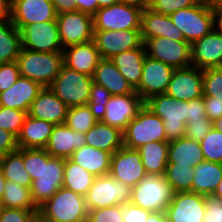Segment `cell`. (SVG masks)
<instances>
[{"label": "cell", "mask_w": 222, "mask_h": 222, "mask_svg": "<svg viewBox=\"0 0 222 222\" xmlns=\"http://www.w3.org/2000/svg\"><path fill=\"white\" fill-rule=\"evenodd\" d=\"M37 215L47 222H87L85 196L61 187L38 207Z\"/></svg>", "instance_id": "obj_1"}, {"label": "cell", "mask_w": 222, "mask_h": 222, "mask_svg": "<svg viewBox=\"0 0 222 222\" xmlns=\"http://www.w3.org/2000/svg\"><path fill=\"white\" fill-rule=\"evenodd\" d=\"M20 76L50 87L64 65L63 52H35L21 48L16 59Z\"/></svg>", "instance_id": "obj_2"}, {"label": "cell", "mask_w": 222, "mask_h": 222, "mask_svg": "<svg viewBox=\"0 0 222 222\" xmlns=\"http://www.w3.org/2000/svg\"><path fill=\"white\" fill-rule=\"evenodd\" d=\"M145 105L163 120L167 142L185 136L188 101L177 100L163 93L150 97Z\"/></svg>", "instance_id": "obj_3"}, {"label": "cell", "mask_w": 222, "mask_h": 222, "mask_svg": "<svg viewBox=\"0 0 222 222\" xmlns=\"http://www.w3.org/2000/svg\"><path fill=\"white\" fill-rule=\"evenodd\" d=\"M175 191L165 176L146 174L131 189L130 202L151 212H166Z\"/></svg>", "instance_id": "obj_4"}, {"label": "cell", "mask_w": 222, "mask_h": 222, "mask_svg": "<svg viewBox=\"0 0 222 222\" xmlns=\"http://www.w3.org/2000/svg\"><path fill=\"white\" fill-rule=\"evenodd\" d=\"M93 77L63 65L50 85L51 90L68 108L88 104Z\"/></svg>", "instance_id": "obj_5"}, {"label": "cell", "mask_w": 222, "mask_h": 222, "mask_svg": "<svg viewBox=\"0 0 222 222\" xmlns=\"http://www.w3.org/2000/svg\"><path fill=\"white\" fill-rule=\"evenodd\" d=\"M153 141H167V136L163 120L144 105L123 132V145L128 149L137 150Z\"/></svg>", "instance_id": "obj_6"}, {"label": "cell", "mask_w": 222, "mask_h": 222, "mask_svg": "<svg viewBox=\"0 0 222 222\" xmlns=\"http://www.w3.org/2000/svg\"><path fill=\"white\" fill-rule=\"evenodd\" d=\"M173 24L180 29L185 41L190 44L203 38L214 27V14L211 6L196 4L169 15Z\"/></svg>", "instance_id": "obj_7"}, {"label": "cell", "mask_w": 222, "mask_h": 222, "mask_svg": "<svg viewBox=\"0 0 222 222\" xmlns=\"http://www.w3.org/2000/svg\"><path fill=\"white\" fill-rule=\"evenodd\" d=\"M64 167V158L52 157L42 149V171L30 187L33 202L37 207L49 200L62 187Z\"/></svg>", "instance_id": "obj_8"}, {"label": "cell", "mask_w": 222, "mask_h": 222, "mask_svg": "<svg viewBox=\"0 0 222 222\" xmlns=\"http://www.w3.org/2000/svg\"><path fill=\"white\" fill-rule=\"evenodd\" d=\"M131 189L126 184L114 179L110 174L97 176L89 189L86 199L88 210L126 204L131 199Z\"/></svg>", "instance_id": "obj_9"}, {"label": "cell", "mask_w": 222, "mask_h": 222, "mask_svg": "<svg viewBox=\"0 0 222 222\" xmlns=\"http://www.w3.org/2000/svg\"><path fill=\"white\" fill-rule=\"evenodd\" d=\"M142 9L125 3L99 8L93 15V30L140 29Z\"/></svg>", "instance_id": "obj_10"}, {"label": "cell", "mask_w": 222, "mask_h": 222, "mask_svg": "<svg viewBox=\"0 0 222 222\" xmlns=\"http://www.w3.org/2000/svg\"><path fill=\"white\" fill-rule=\"evenodd\" d=\"M146 55L162 61L174 69L192 65L191 44L187 41H176L165 37L147 39L144 43Z\"/></svg>", "instance_id": "obj_11"}, {"label": "cell", "mask_w": 222, "mask_h": 222, "mask_svg": "<svg viewBox=\"0 0 222 222\" xmlns=\"http://www.w3.org/2000/svg\"><path fill=\"white\" fill-rule=\"evenodd\" d=\"M56 21L63 49L93 41V16L81 11L64 12Z\"/></svg>", "instance_id": "obj_12"}, {"label": "cell", "mask_w": 222, "mask_h": 222, "mask_svg": "<svg viewBox=\"0 0 222 222\" xmlns=\"http://www.w3.org/2000/svg\"><path fill=\"white\" fill-rule=\"evenodd\" d=\"M21 42L22 48L35 52H63L56 20L26 25Z\"/></svg>", "instance_id": "obj_13"}, {"label": "cell", "mask_w": 222, "mask_h": 222, "mask_svg": "<svg viewBox=\"0 0 222 222\" xmlns=\"http://www.w3.org/2000/svg\"><path fill=\"white\" fill-rule=\"evenodd\" d=\"M93 41L103 59L143 45L140 29L120 31L94 30Z\"/></svg>", "instance_id": "obj_14"}, {"label": "cell", "mask_w": 222, "mask_h": 222, "mask_svg": "<svg viewBox=\"0 0 222 222\" xmlns=\"http://www.w3.org/2000/svg\"><path fill=\"white\" fill-rule=\"evenodd\" d=\"M144 105L145 101L136 91L111 96L105 106L106 111L101 121L124 132L129 122L138 115Z\"/></svg>", "instance_id": "obj_15"}, {"label": "cell", "mask_w": 222, "mask_h": 222, "mask_svg": "<svg viewBox=\"0 0 222 222\" xmlns=\"http://www.w3.org/2000/svg\"><path fill=\"white\" fill-rule=\"evenodd\" d=\"M174 68L146 55L139 86L135 91L146 101L152 96L166 93Z\"/></svg>", "instance_id": "obj_16"}, {"label": "cell", "mask_w": 222, "mask_h": 222, "mask_svg": "<svg viewBox=\"0 0 222 222\" xmlns=\"http://www.w3.org/2000/svg\"><path fill=\"white\" fill-rule=\"evenodd\" d=\"M109 174L133 188L146 176L140 153L124 146L115 151L111 156Z\"/></svg>", "instance_id": "obj_17"}, {"label": "cell", "mask_w": 222, "mask_h": 222, "mask_svg": "<svg viewBox=\"0 0 222 222\" xmlns=\"http://www.w3.org/2000/svg\"><path fill=\"white\" fill-rule=\"evenodd\" d=\"M56 19L51 0H11V20L20 31L26 25Z\"/></svg>", "instance_id": "obj_18"}, {"label": "cell", "mask_w": 222, "mask_h": 222, "mask_svg": "<svg viewBox=\"0 0 222 222\" xmlns=\"http://www.w3.org/2000/svg\"><path fill=\"white\" fill-rule=\"evenodd\" d=\"M206 196L184 191L175 192L167 206L168 222H202L206 209Z\"/></svg>", "instance_id": "obj_19"}, {"label": "cell", "mask_w": 222, "mask_h": 222, "mask_svg": "<svg viewBox=\"0 0 222 222\" xmlns=\"http://www.w3.org/2000/svg\"><path fill=\"white\" fill-rule=\"evenodd\" d=\"M203 70L195 66L175 69L166 94L177 100L190 101L203 97Z\"/></svg>", "instance_id": "obj_20"}, {"label": "cell", "mask_w": 222, "mask_h": 222, "mask_svg": "<svg viewBox=\"0 0 222 222\" xmlns=\"http://www.w3.org/2000/svg\"><path fill=\"white\" fill-rule=\"evenodd\" d=\"M192 66L199 69L222 67V33L215 28L191 43Z\"/></svg>", "instance_id": "obj_21"}, {"label": "cell", "mask_w": 222, "mask_h": 222, "mask_svg": "<svg viewBox=\"0 0 222 222\" xmlns=\"http://www.w3.org/2000/svg\"><path fill=\"white\" fill-rule=\"evenodd\" d=\"M67 110L68 106L55 95L50 87H43L31 103L27 114L58 125L65 123Z\"/></svg>", "instance_id": "obj_22"}, {"label": "cell", "mask_w": 222, "mask_h": 222, "mask_svg": "<svg viewBox=\"0 0 222 222\" xmlns=\"http://www.w3.org/2000/svg\"><path fill=\"white\" fill-rule=\"evenodd\" d=\"M140 32L143 43L154 37L185 41L182 32L173 24L169 15L153 12L150 8L142 10Z\"/></svg>", "instance_id": "obj_23"}, {"label": "cell", "mask_w": 222, "mask_h": 222, "mask_svg": "<svg viewBox=\"0 0 222 222\" xmlns=\"http://www.w3.org/2000/svg\"><path fill=\"white\" fill-rule=\"evenodd\" d=\"M84 145L85 133L76 132L64 123L54 126L45 150L52 157L69 159L76 149Z\"/></svg>", "instance_id": "obj_24"}, {"label": "cell", "mask_w": 222, "mask_h": 222, "mask_svg": "<svg viewBox=\"0 0 222 222\" xmlns=\"http://www.w3.org/2000/svg\"><path fill=\"white\" fill-rule=\"evenodd\" d=\"M42 89L43 87L37 82L19 76L10 88L0 92V106L28 113L31 103Z\"/></svg>", "instance_id": "obj_25"}, {"label": "cell", "mask_w": 222, "mask_h": 222, "mask_svg": "<svg viewBox=\"0 0 222 222\" xmlns=\"http://www.w3.org/2000/svg\"><path fill=\"white\" fill-rule=\"evenodd\" d=\"M64 65L80 73L93 76L102 59L94 41L63 49Z\"/></svg>", "instance_id": "obj_26"}, {"label": "cell", "mask_w": 222, "mask_h": 222, "mask_svg": "<svg viewBox=\"0 0 222 222\" xmlns=\"http://www.w3.org/2000/svg\"><path fill=\"white\" fill-rule=\"evenodd\" d=\"M93 82L106 88L112 96L135 92L110 59H101L95 68Z\"/></svg>", "instance_id": "obj_27"}, {"label": "cell", "mask_w": 222, "mask_h": 222, "mask_svg": "<svg viewBox=\"0 0 222 222\" xmlns=\"http://www.w3.org/2000/svg\"><path fill=\"white\" fill-rule=\"evenodd\" d=\"M54 126L50 122L27 115L17 136L18 148L45 149Z\"/></svg>", "instance_id": "obj_28"}, {"label": "cell", "mask_w": 222, "mask_h": 222, "mask_svg": "<svg viewBox=\"0 0 222 222\" xmlns=\"http://www.w3.org/2000/svg\"><path fill=\"white\" fill-rule=\"evenodd\" d=\"M111 156L107 151L84 145L76 149L69 159L97 177L109 174Z\"/></svg>", "instance_id": "obj_29"}, {"label": "cell", "mask_w": 222, "mask_h": 222, "mask_svg": "<svg viewBox=\"0 0 222 222\" xmlns=\"http://www.w3.org/2000/svg\"><path fill=\"white\" fill-rule=\"evenodd\" d=\"M204 161L200 142L186 136L168 142V163L194 168Z\"/></svg>", "instance_id": "obj_30"}, {"label": "cell", "mask_w": 222, "mask_h": 222, "mask_svg": "<svg viewBox=\"0 0 222 222\" xmlns=\"http://www.w3.org/2000/svg\"><path fill=\"white\" fill-rule=\"evenodd\" d=\"M145 57L146 49L143 44L141 47L116 54L110 60L130 85L136 89L141 80Z\"/></svg>", "instance_id": "obj_31"}, {"label": "cell", "mask_w": 222, "mask_h": 222, "mask_svg": "<svg viewBox=\"0 0 222 222\" xmlns=\"http://www.w3.org/2000/svg\"><path fill=\"white\" fill-rule=\"evenodd\" d=\"M86 145L107 151L113 154L122 148L123 132L110 125L97 121L95 125L85 133Z\"/></svg>", "instance_id": "obj_32"}, {"label": "cell", "mask_w": 222, "mask_h": 222, "mask_svg": "<svg viewBox=\"0 0 222 222\" xmlns=\"http://www.w3.org/2000/svg\"><path fill=\"white\" fill-rule=\"evenodd\" d=\"M194 178L189 192L211 196L222 179V163L203 161L194 168Z\"/></svg>", "instance_id": "obj_33"}, {"label": "cell", "mask_w": 222, "mask_h": 222, "mask_svg": "<svg viewBox=\"0 0 222 222\" xmlns=\"http://www.w3.org/2000/svg\"><path fill=\"white\" fill-rule=\"evenodd\" d=\"M141 161L146 174L163 176L165 175L168 163V142L153 141L139 147Z\"/></svg>", "instance_id": "obj_34"}, {"label": "cell", "mask_w": 222, "mask_h": 222, "mask_svg": "<svg viewBox=\"0 0 222 222\" xmlns=\"http://www.w3.org/2000/svg\"><path fill=\"white\" fill-rule=\"evenodd\" d=\"M22 48L21 31L7 20L0 23V64L16 61Z\"/></svg>", "instance_id": "obj_35"}, {"label": "cell", "mask_w": 222, "mask_h": 222, "mask_svg": "<svg viewBox=\"0 0 222 222\" xmlns=\"http://www.w3.org/2000/svg\"><path fill=\"white\" fill-rule=\"evenodd\" d=\"M92 173L70 159H65L64 181L62 187L72 190L75 193L86 196L92 187L94 179Z\"/></svg>", "instance_id": "obj_36"}, {"label": "cell", "mask_w": 222, "mask_h": 222, "mask_svg": "<svg viewBox=\"0 0 222 222\" xmlns=\"http://www.w3.org/2000/svg\"><path fill=\"white\" fill-rule=\"evenodd\" d=\"M1 207L38 210L34 204L30 188L17 182L6 181Z\"/></svg>", "instance_id": "obj_37"}, {"label": "cell", "mask_w": 222, "mask_h": 222, "mask_svg": "<svg viewBox=\"0 0 222 222\" xmlns=\"http://www.w3.org/2000/svg\"><path fill=\"white\" fill-rule=\"evenodd\" d=\"M1 169L7 181L17 182L28 188L31 187L32 180L24 167L23 156L18 151L4 155Z\"/></svg>", "instance_id": "obj_38"}, {"label": "cell", "mask_w": 222, "mask_h": 222, "mask_svg": "<svg viewBox=\"0 0 222 222\" xmlns=\"http://www.w3.org/2000/svg\"><path fill=\"white\" fill-rule=\"evenodd\" d=\"M194 169L190 166H176V163H167L165 178L175 192L190 191L194 178Z\"/></svg>", "instance_id": "obj_39"}, {"label": "cell", "mask_w": 222, "mask_h": 222, "mask_svg": "<svg viewBox=\"0 0 222 222\" xmlns=\"http://www.w3.org/2000/svg\"><path fill=\"white\" fill-rule=\"evenodd\" d=\"M96 122L88 104L67 110L65 124L76 132L87 133Z\"/></svg>", "instance_id": "obj_40"}, {"label": "cell", "mask_w": 222, "mask_h": 222, "mask_svg": "<svg viewBox=\"0 0 222 222\" xmlns=\"http://www.w3.org/2000/svg\"><path fill=\"white\" fill-rule=\"evenodd\" d=\"M205 161L222 163V132L214 127L200 141Z\"/></svg>", "instance_id": "obj_41"}, {"label": "cell", "mask_w": 222, "mask_h": 222, "mask_svg": "<svg viewBox=\"0 0 222 222\" xmlns=\"http://www.w3.org/2000/svg\"><path fill=\"white\" fill-rule=\"evenodd\" d=\"M27 115L23 110L0 106V128L17 137Z\"/></svg>", "instance_id": "obj_42"}, {"label": "cell", "mask_w": 222, "mask_h": 222, "mask_svg": "<svg viewBox=\"0 0 222 222\" xmlns=\"http://www.w3.org/2000/svg\"><path fill=\"white\" fill-rule=\"evenodd\" d=\"M111 96V93L103 86L96 83L92 84L88 106L91 109L93 117L97 121H101L103 119L106 111L105 106Z\"/></svg>", "instance_id": "obj_43"}, {"label": "cell", "mask_w": 222, "mask_h": 222, "mask_svg": "<svg viewBox=\"0 0 222 222\" xmlns=\"http://www.w3.org/2000/svg\"><path fill=\"white\" fill-rule=\"evenodd\" d=\"M203 96L222 100V67L203 69Z\"/></svg>", "instance_id": "obj_44"}, {"label": "cell", "mask_w": 222, "mask_h": 222, "mask_svg": "<svg viewBox=\"0 0 222 222\" xmlns=\"http://www.w3.org/2000/svg\"><path fill=\"white\" fill-rule=\"evenodd\" d=\"M17 151L23 156L24 167L31 180H36L42 171V149L18 148Z\"/></svg>", "instance_id": "obj_45"}, {"label": "cell", "mask_w": 222, "mask_h": 222, "mask_svg": "<svg viewBox=\"0 0 222 222\" xmlns=\"http://www.w3.org/2000/svg\"><path fill=\"white\" fill-rule=\"evenodd\" d=\"M87 222H123L122 204L88 210Z\"/></svg>", "instance_id": "obj_46"}, {"label": "cell", "mask_w": 222, "mask_h": 222, "mask_svg": "<svg viewBox=\"0 0 222 222\" xmlns=\"http://www.w3.org/2000/svg\"><path fill=\"white\" fill-rule=\"evenodd\" d=\"M196 4L195 0H151L149 8L159 14L171 15L177 10L189 8Z\"/></svg>", "instance_id": "obj_47"}, {"label": "cell", "mask_w": 222, "mask_h": 222, "mask_svg": "<svg viewBox=\"0 0 222 222\" xmlns=\"http://www.w3.org/2000/svg\"><path fill=\"white\" fill-rule=\"evenodd\" d=\"M38 210L20 208H0V222H33Z\"/></svg>", "instance_id": "obj_48"}, {"label": "cell", "mask_w": 222, "mask_h": 222, "mask_svg": "<svg viewBox=\"0 0 222 222\" xmlns=\"http://www.w3.org/2000/svg\"><path fill=\"white\" fill-rule=\"evenodd\" d=\"M19 76L20 72L16 61L0 64V92L10 88Z\"/></svg>", "instance_id": "obj_49"}, {"label": "cell", "mask_w": 222, "mask_h": 222, "mask_svg": "<svg viewBox=\"0 0 222 222\" xmlns=\"http://www.w3.org/2000/svg\"><path fill=\"white\" fill-rule=\"evenodd\" d=\"M212 125L208 117L200 120H192L190 123H186L185 136L191 140L200 142L208 134Z\"/></svg>", "instance_id": "obj_50"}, {"label": "cell", "mask_w": 222, "mask_h": 222, "mask_svg": "<svg viewBox=\"0 0 222 222\" xmlns=\"http://www.w3.org/2000/svg\"><path fill=\"white\" fill-rule=\"evenodd\" d=\"M151 211L128 202L122 204L123 222H145Z\"/></svg>", "instance_id": "obj_51"}, {"label": "cell", "mask_w": 222, "mask_h": 222, "mask_svg": "<svg viewBox=\"0 0 222 222\" xmlns=\"http://www.w3.org/2000/svg\"><path fill=\"white\" fill-rule=\"evenodd\" d=\"M206 209L202 222H222V201L212 196L206 197Z\"/></svg>", "instance_id": "obj_52"}, {"label": "cell", "mask_w": 222, "mask_h": 222, "mask_svg": "<svg viewBox=\"0 0 222 222\" xmlns=\"http://www.w3.org/2000/svg\"><path fill=\"white\" fill-rule=\"evenodd\" d=\"M205 112L211 122L222 117V100L216 97L203 96Z\"/></svg>", "instance_id": "obj_53"}, {"label": "cell", "mask_w": 222, "mask_h": 222, "mask_svg": "<svg viewBox=\"0 0 222 222\" xmlns=\"http://www.w3.org/2000/svg\"><path fill=\"white\" fill-rule=\"evenodd\" d=\"M206 117L207 115L205 112L203 97L188 101V115L186 123H190L192 120L205 119Z\"/></svg>", "instance_id": "obj_54"}, {"label": "cell", "mask_w": 222, "mask_h": 222, "mask_svg": "<svg viewBox=\"0 0 222 222\" xmlns=\"http://www.w3.org/2000/svg\"><path fill=\"white\" fill-rule=\"evenodd\" d=\"M17 150V137L11 132L0 128V152L6 155Z\"/></svg>", "instance_id": "obj_55"}, {"label": "cell", "mask_w": 222, "mask_h": 222, "mask_svg": "<svg viewBox=\"0 0 222 222\" xmlns=\"http://www.w3.org/2000/svg\"><path fill=\"white\" fill-rule=\"evenodd\" d=\"M77 11L93 16L99 9L98 0H75Z\"/></svg>", "instance_id": "obj_56"}, {"label": "cell", "mask_w": 222, "mask_h": 222, "mask_svg": "<svg viewBox=\"0 0 222 222\" xmlns=\"http://www.w3.org/2000/svg\"><path fill=\"white\" fill-rule=\"evenodd\" d=\"M58 14L77 11L75 0H51Z\"/></svg>", "instance_id": "obj_57"}, {"label": "cell", "mask_w": 222, "mask_h": 222, "mask_svg": "<svg viewBox=\"0 0 222 222\" xmlns=\"http://www.w3.org/2000/svg\"><path fill=\"white\" fill-rule=\"evenodd\" d=\"M211 7L214 14V27L222 33V0H217Z\"/></svg>", "instance_id": "obj_58"}, {"label": "cell", "mask_w": 222, "mask_h": 222, "mask_svg": "<svg viewBox=\"0 0 222 222\" xmlns=\"http://www.w3.org/2000/svg\"><path fill=\"white\" fill-rule=\"evenodd\" d=\"M11 20V0H0V23Z\"/></svg>", "instance_id": "obj_59"}, {"label": "cell", "mask_w": 222, "mask_h": 222, "mask_svg": "<svg viewBox=\"0 0 222 222\" xmlns=\"http://www.w3.org/2000/svg\"><path fill=\"white\" fill-rule=\"evenodd\" d=\"M145 222H168L166 212H151Z\"/></svg>", "instance_id": "obj_60"}, {"label": "cell", "mask_w": 222, "mask_h": 222, "mask_svg": "<svg viewBox=\"0 0 222 222\" xmlns=\"http://www.w3.org/2000/svg\"><path fill=\"white\" fill-rule=\"evenodd\" d=\"M119 1L121 3L137 6L142 10L149 8L151 3V0H119Z\"/></svg>", "instance_id": "obj_61"}, {"label": "cell", "mask_w": 222, "mask_h": 222, "mask_svg": "<svg viewBox=\"0 0 222 222\" xmlns=\"http://www.w3.org/2000/svg\"><path fill=\"white\" fill-rule=\"evenodd\" d=\"M6 181L7 180L5 179V177L3 175L2 169L0 168V202H1V199L4 194V188H5Z\"/></svg>", "instance_id": "obj_62"}, {"label": "cell", "mask_w": 222, "mask_h": 222, "mask_svg": "<svg viewBox=\"0 0 222 222\" xmlns=\"http://www.w3.org/2000/svg\"><path fill=\"white\" fill-rule=\"evenodd\" d=\"M211 196L222 201V179Z\"/></svg>", "instance_id": "obj_63"}, {"label": "cell", "mask_w": 222, "mask_h": 222, "mask_svg": "<svg viewBox=\"0 0 222 222\" xmlns=\"http://www.w3.org/2000/svg\"><path fill=\"white\" fill-rule=\"evenodd\" d=\"M119 2V0H98L99 8L108 7Z\"/></svg>", "instance_id": "obj_64"}, {"label": "cell", "mask_w": 222, "mask_h": 222, "mask_svg": "<svg viewBox=\"0 0 222 222\" xmlns=\"http://www.w3.org/2000/svg\"><path fill=\"white\" fill-rule=\"evenodd\" d=\"M212 124H213L212 127L222 132V117L219 119H216L214 122H212Z\"/></svg>", "instance_id": "obj_65"}, {"label": "cell", "mask_w": 222, "mask_h": 222, "mask_svg": "<svg viewBox=\"0 0 222 222\" xmlns=\"http://www.w3.org/2000/svg\"><path fill=\"white\" fill-rule=\"evenodd\" d=\"M198 4L212 6L217 0H195Z\"/></svg>", "instance_id": "obj_66"}, {"label": "cell", "mask_w": 222, "mask_h": 222, "mask_svg": "<svg viewBox=\"0 0 222 222\" xmlns=\"http://www.w3.org/2000/svg\"><path fill=\"white\" fill-rule=\"evenodd\" d=\"M33 222H47V221H45V220L41 219L39 216H37Z\"/></svg>", "instance_id": "obj_67"}, {"label": "cell", "mask_w": 222, "mask_h": 222, "mask_svg": "<svg viewBox=\"0 0 222 222\" xmlns=\"http://www.w3.org/2000/svg\"><path fill=\"white\" fill-rule=\"evenodd\" d=\"M4 155H5V154H3V153L0 152V168H1L2 163H3Z\"/></svg>", "instance_id": "obj_68"}]
</instances>
